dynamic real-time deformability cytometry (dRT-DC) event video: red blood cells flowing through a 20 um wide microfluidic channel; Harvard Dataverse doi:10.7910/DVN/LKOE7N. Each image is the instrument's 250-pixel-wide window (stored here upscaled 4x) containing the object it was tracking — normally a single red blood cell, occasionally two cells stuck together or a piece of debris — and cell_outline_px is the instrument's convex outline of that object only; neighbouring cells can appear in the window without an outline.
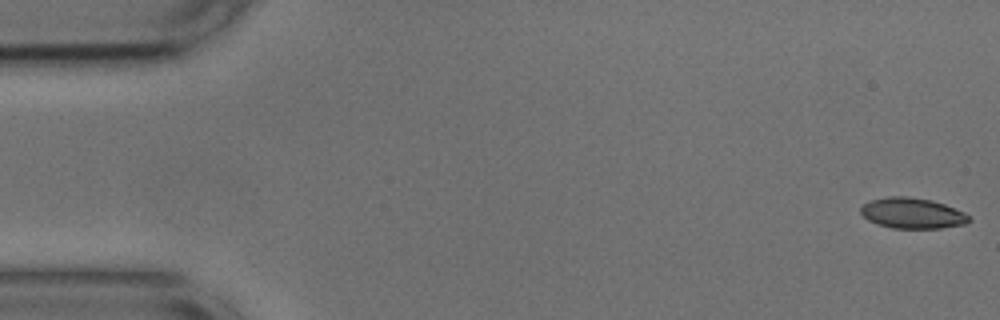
{"species": "common noctule bat (a hibernating species)", "species_latin": "Nyctalus noctula", "temperature_condition": "cold", "stored_images_in_passage": 5, "camera_frame_rate_fps": 3000, "um_per_image_px": 0.085, "animal": {"sex": "male", "body_mass_g": 17.9, "forearm_length_mm": 54.2}, "frame": {"image": 1, "passage_image": 1, "time_ms": 0.0, "image_size_px": [1000, 320], "cell_outline_px": [[972, 220], [964, 224], [940, 228], [892, 228], [876, 224], [868, 220], [860, 212], [860, 208], [864, 204], [872, 200], [888, 196], [908, 196], [932, 200], [944, 204], [964, 212]], "centroid_in_image_um": [77.54, 18.12], "position_along_channel_um": 7.5, "area_um2": 19.31}}